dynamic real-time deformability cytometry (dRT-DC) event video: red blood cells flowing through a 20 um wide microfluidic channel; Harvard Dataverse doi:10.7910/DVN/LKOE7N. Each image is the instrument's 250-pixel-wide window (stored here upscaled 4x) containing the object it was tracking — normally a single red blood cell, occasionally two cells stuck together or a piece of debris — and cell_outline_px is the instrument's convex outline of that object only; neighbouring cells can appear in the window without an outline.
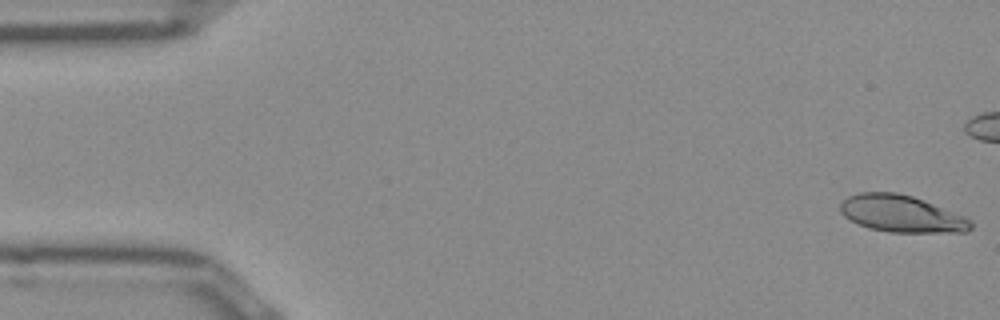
{"species": "Egyptian fruit bat (a non-hibernating species)", "species_latin": "Rousettus aegyptiacus", "temperature_condition": "room temperature", "stored_images_in_passage": 41, "camera_frame_rate_fps": 3000, "um_per_image_px": 0.085, "frame": {"image": 1, "passage_image": 1, "time_ms": 0.0, "image_size_px": [1000, 320], "cell_outline_px": [[972, 228], [968, 232], [888, 232], [868, 228], [844, 216], [840, 212], [840, 204], [848, 196], [860, 192], [896, 192], [912, 196], [964, 216], [972, 220]], "centroid_in_image_um": [76.62, 18.17], "position_along_channel_um": 8.4, "area_um2": 27.92}}
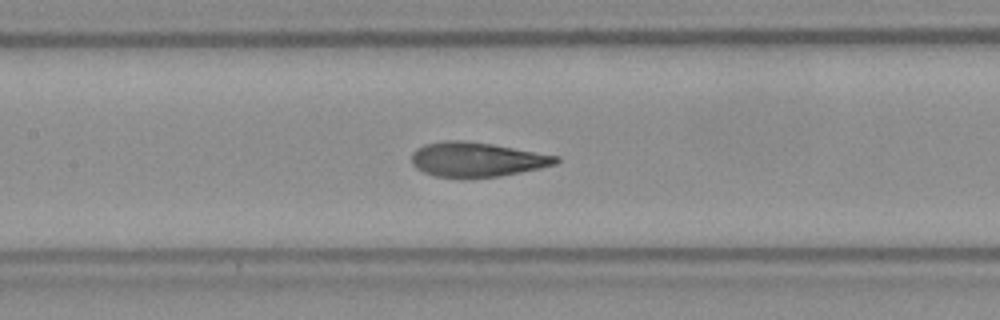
{"frame": {"image": 2, "passage_image": 23, "time_ms": 7.333, "image_size_px": [1000, 320], "cell_outline_px": [[560, 160], [556, 164], [540, 168], [496, 176], [436, 176], [424, 172], [416, 168], [412, 164], [412, 152], [416, 148], [424, 144], [444, 140], [460, 140], [492, 144], [560, 156]], "centroid_in_image_um": [40.52, 13.52], "position_along_channel_um": 166.9, "area_um2": 28.55}}
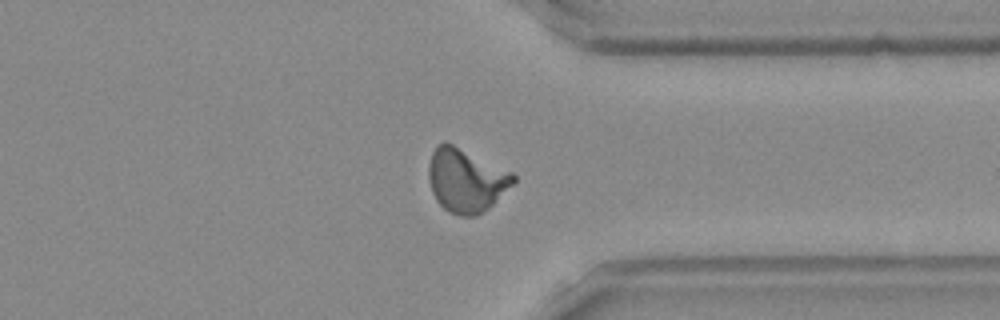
{"frame": {"image": 3, "passage_image": 39, "time_ms": 12.667, "image_size_px": [1000, 320], "cell_outline_px": [[516, 180], [488, 208], [476, 216], [460, 216], [448, 212], [436, 200], [432, 192], [428, 176], [428, 164], [432, 152], [436, 144], [444, 140], [512, 172], [516, 176]], "centroid_in_image_um": [39.57, 15.31], "position_along_channel_um": 371.8, "area_um2": 31.27}}